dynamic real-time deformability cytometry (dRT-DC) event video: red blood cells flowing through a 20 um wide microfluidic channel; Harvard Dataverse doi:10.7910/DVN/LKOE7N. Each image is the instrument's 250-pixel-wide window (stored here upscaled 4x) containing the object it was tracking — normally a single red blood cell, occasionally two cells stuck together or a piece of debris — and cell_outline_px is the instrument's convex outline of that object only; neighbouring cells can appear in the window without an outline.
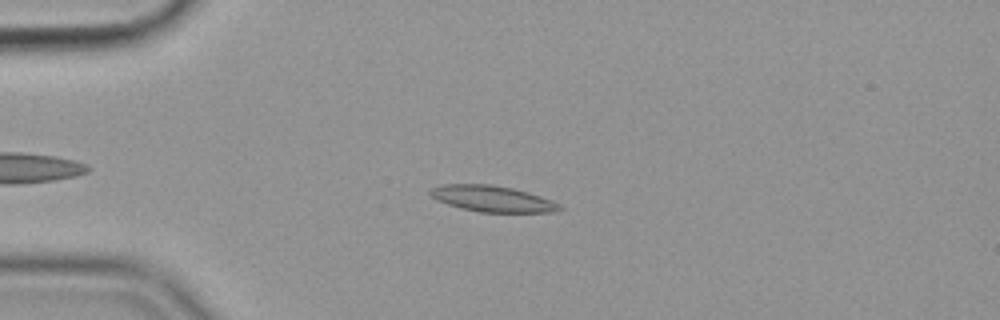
{"species": "common noctule bat (a hibernating species)", "species_latin": "Nyctalus noctula", "temperature_condition": "cold", "stored_images_in_passage": 54, "camera_frame_rate_fps": 3000, "um_per_image_px": 0.085, "animal": {"sex": "female", "body_mass_g": 19.9}, "frame": {"image": 1, "passage_image": 12, "time_ms": 3.667, "image_size_px": [1000, 320], "cell_outline_px": [[564, 208], [556, 212], [480, 212], [460, 208], [436, 200], [428, 192], [428, 188], [440, 184], [492, 184], [512, 188], [528, 192], [552, 200], [560, 204]], "centroid_in_image_um": [41.83, 16.88], "position_along_channel_um": 43.2, "area_um2": 19.88}}
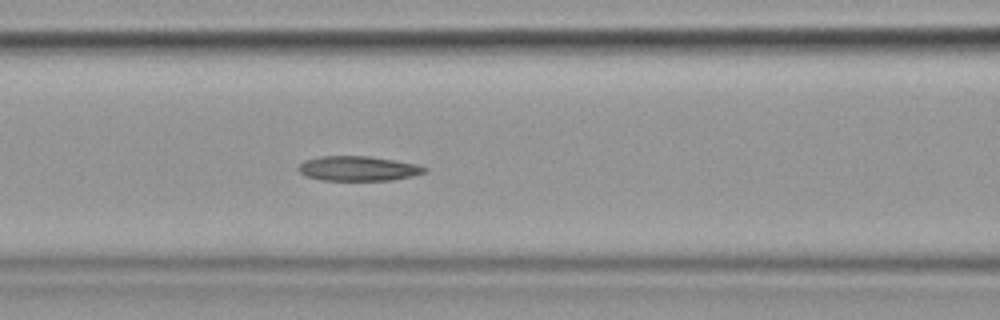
{"frame": {"image": 2, "passage_image": 22, "time_ms": 7.0, "image_size_px": [1000, 320], "cell_outline_px": [[428, 172], [412, 176], [392, 180], [320, 180], [304, 176], [296, 168], [304, 160], [320, 156], [372, 156], [416, 164], [428, 168]], "centroid_in_image_um": [30.43, 14.32], "position_along_channel_um": 136.2, "area_um2": 18.38}}
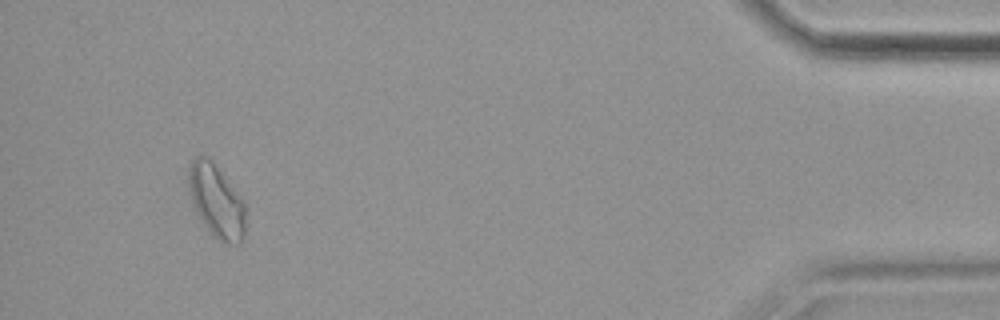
{"frame": {"image": 3, "passage_image": 51, "time_ms": 16.667, "image_size_px": [1000, 320], "cell_outline_px": [[244, 236], [240, 244], [220, 244], [212, 236], [204, 224], [192, 200], [188, 188], [188, 160], [196, 156], [208, 156], [212, 160], [244, 200]], "centroid_in_image_um": [18.38, 17.08], "position_along_channel_um": 416.8, "area_um2": 24.51}, "authors_computed_cell_mechanics": {"area_um2": 18.785, "velocity_mm_per_s": 3.5664, "shape_relaxation_time_tau1_ms": null, "shape_relaxation_time_tau2_ms": 7.879, "deformation_change_tau1": null, "deformation_change_tau2": 0.1462}}